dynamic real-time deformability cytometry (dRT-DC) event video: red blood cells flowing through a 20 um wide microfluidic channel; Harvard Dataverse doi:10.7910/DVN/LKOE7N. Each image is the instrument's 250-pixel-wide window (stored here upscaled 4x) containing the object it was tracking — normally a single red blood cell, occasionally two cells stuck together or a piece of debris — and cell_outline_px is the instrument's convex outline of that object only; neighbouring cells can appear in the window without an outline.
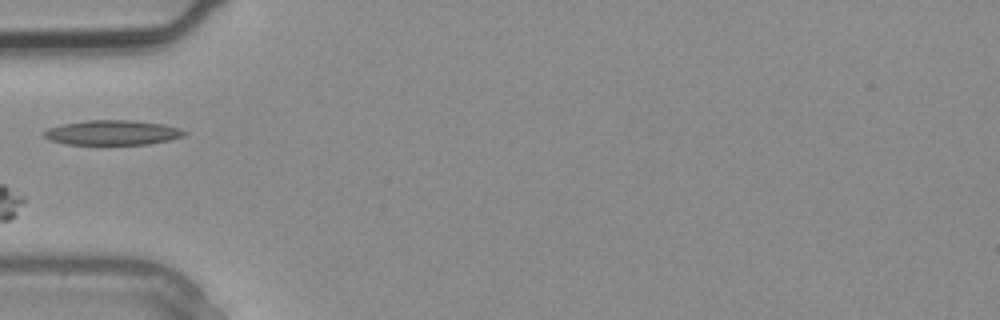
{"species": "common noctule bat (a hibernating species)", "species_latin": "Nyctalus noctula", "temperature_condition": "warm", "stored_images_in_passage": 3, "camera_frame_rate_fps": 3000, "um_per_image_px": 0.085, "animal": {"sex": "male", "body_mass_g": 20.4}, "frame": {"image": 1, "passage_image": 3, "time_ms": 0.667, "image_size_px": [1000, 320], "cell_outline_px": [[188, 132], [184, 136], [168, 140], [148, 144], [68, 144], [48, 140], [44, 136], [44, 132], [48, 128], [60, 124], [88, 120], [132, 120], [160, 124], [180, 128]], "centroid_in_image_um": [9.54, 11.27], "position_along_channel_um": 75.5, "area_um2": 20.17}}